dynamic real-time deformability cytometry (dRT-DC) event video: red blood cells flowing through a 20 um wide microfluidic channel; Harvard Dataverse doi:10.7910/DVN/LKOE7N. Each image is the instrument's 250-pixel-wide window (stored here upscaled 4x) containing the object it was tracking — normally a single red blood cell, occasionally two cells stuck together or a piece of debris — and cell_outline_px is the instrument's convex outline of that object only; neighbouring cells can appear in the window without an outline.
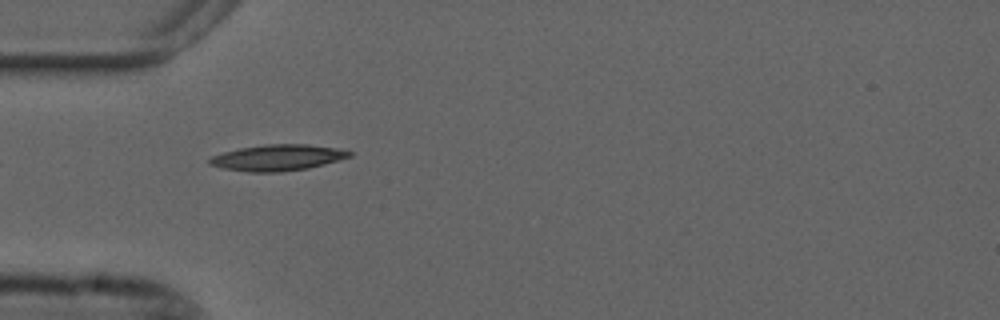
{"species": "common noctule bat (a hibernating species)", "species_latin": "Nyctalus noctula", "temperature_condition": "cold", "stored_images_in_passage": 5, "camera_frame_rate_fps": 3000, "um_per_image_px": 0.085, "animal": {"sex": "male", "forearm_length_mm": 52.5}, "frame": {"image": 1, "passage_image": 2, "time_ms": 0.333, "image_size_px": [1000, 320], "cell_outline_px": [[352, 156], [324, 164], [308, 168], [280, 172], [248, 172], [220, 168], [208, 164], [208, 160], [212, 156], [224, 152], [240, 148], [268, 144], [308, 144], [336, 148], [352, 152]], "centroid_in_image_um": [23.57, 13.4], "position_along_channel_um": 61.4, "area_um2": 21.21}}